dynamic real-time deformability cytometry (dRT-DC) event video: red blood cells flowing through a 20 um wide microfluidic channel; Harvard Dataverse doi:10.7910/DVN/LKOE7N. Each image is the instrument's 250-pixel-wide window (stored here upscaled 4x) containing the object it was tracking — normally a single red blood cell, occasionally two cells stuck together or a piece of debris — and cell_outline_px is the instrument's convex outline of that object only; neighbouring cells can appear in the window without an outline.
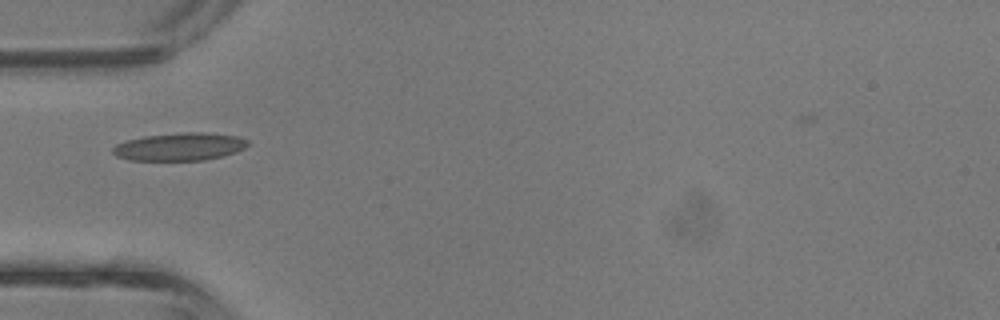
{"species": "common noctule bat (a hibernating species)", "species_latin": "Nyctalus noctula", "temperature_condition": "room temperature", "stored_images_in_passage": 3, "camera_frame_rate_fps": 3000, "um_per_image_px": 0.085, "animal": {"sex": "male", "body_mass_g": 13.3}, "frame": {"image": 1, "passage_image": 2, "time_ms": 0.333, "image_size_px": [1000, 320], "cell_outline_px": [[248, 144], [244, 148], [236, 152], [224, 156], [204, 160], [128, 160], [116, 156], [112, 152], [112, 148], [116, 144], [128, 140], [144, 136], [184, 132], [204, 132], [240, 136], [248, 140]], "centroid_in_image_um": [15.29, 12.47], "position_along_channel_um": 69.7, "area_um2": 21.96}}
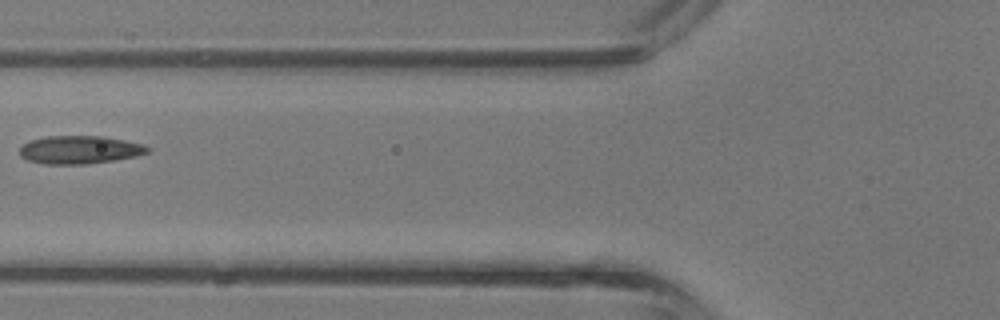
{"frame": {"image": 2, "passage_image": 3, "time_ms": 0.667, "image_size_px": [1000, 320], "cell_outline_px": [[152, 148], [148, 152], [136, 156], [88, 164], [44, 164], [28, 160], [20, 156], [20, 148], [24, 144], [32, 140], [48, 136], [104, 136], [144, 144]], "centroid_in_image_um": [6.8, 12.73], "position_along_channel_um": 119.0, "area_um2": 20.87}}